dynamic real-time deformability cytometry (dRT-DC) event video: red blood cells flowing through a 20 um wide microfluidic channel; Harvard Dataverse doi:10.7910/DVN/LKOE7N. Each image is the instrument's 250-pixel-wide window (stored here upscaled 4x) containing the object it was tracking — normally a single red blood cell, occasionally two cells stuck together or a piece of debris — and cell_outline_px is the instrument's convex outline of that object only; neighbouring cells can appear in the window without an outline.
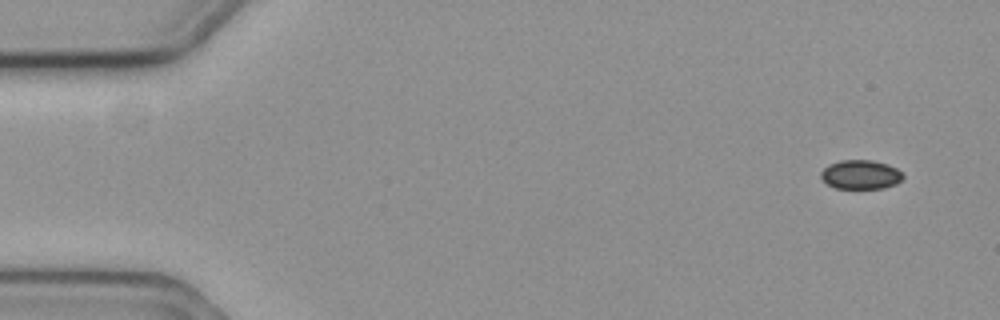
{"species": "common noctule bat (a hibernating species)", "species_latin": "Nyctalus noctula", "temperature_condition": "cold", "stored_images_in_passage": 5, "camera_frame_rate_fps": 3000, "um_per_image_px": 0.085, "animal": {"sex": "female", "body_mass_g": 19.3, "forearm_length_mm": 54.1}, "frame": {"image": 1, "passage_image": 1, "time_ms": 0.0, "image_size_px": [1000, 320], "cell_outline_px": [[904, 176], [896, 184], [884, 188], [836, 188], [828, 184], [820, 176], [820, 172], [828, 164], [840, 160], [872, 160], [888, 164], [904, 172]], "centroid_in_image_um": [73.17, 14.83], "position_along_channel_um": 11.8, "area_um2": 13.99}}
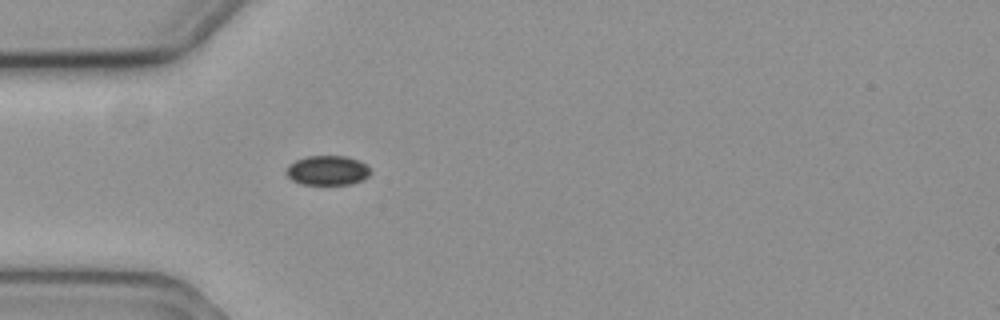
{"frame": {"image": 2, "passage_image": 5, "time_ms": 1.333, "image_size_px": [1000, 320], "cell_outline_px": [[372, 172], [364, 180], [352, 184], [300, 184], [292, 180], [284, 172], [288, 164], [296, 160], [308, 156], [344, 156], [360, 160]], "centroid_in_image_um": [27.82, 14.49], "position_along_channel_um": 57.2, "area_um2": 14.62}}